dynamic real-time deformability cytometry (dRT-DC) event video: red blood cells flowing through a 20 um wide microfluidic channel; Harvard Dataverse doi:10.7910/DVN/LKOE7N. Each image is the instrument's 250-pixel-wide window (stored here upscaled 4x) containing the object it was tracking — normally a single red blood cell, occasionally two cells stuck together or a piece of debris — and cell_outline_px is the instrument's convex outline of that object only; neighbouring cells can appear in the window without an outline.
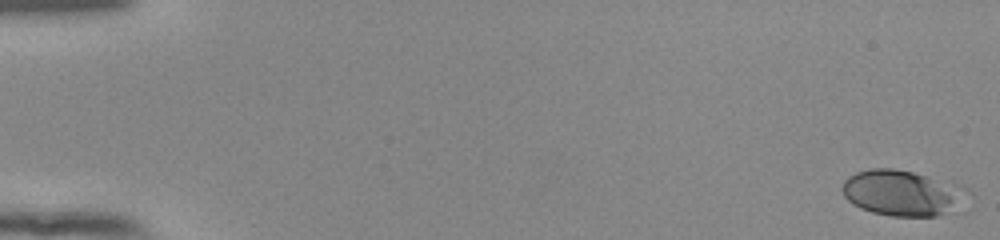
{"species": "human", "species_latin": "Homo sapiens", "temperature_condition": "room temperature", "stored_images_in_passage": 54, "camera_frame_rate_fps": 3000, "um_per_image_px": 0.085, "donor": {"sex": "female"}, "frame": {"image": 1, "passage_image": 1, "time_ms": 0.0, "image_size_px": [1000, 240], "cell_outline_px": [[948, 208], [944, 212], [936, 216], [892, 216], [872, 212], [860, 208], [852, 204], [844, 196], [840, 188], [844, 180], [848, 176], [856, 172], [868, 168], [896, 168], [912, 172], [924, 176], [944, 192], [948, 196]], "centroid_in_image_um": [76.03, 16.4], "position_along_channel_um": 9.0, "area_um2": 29.07}}
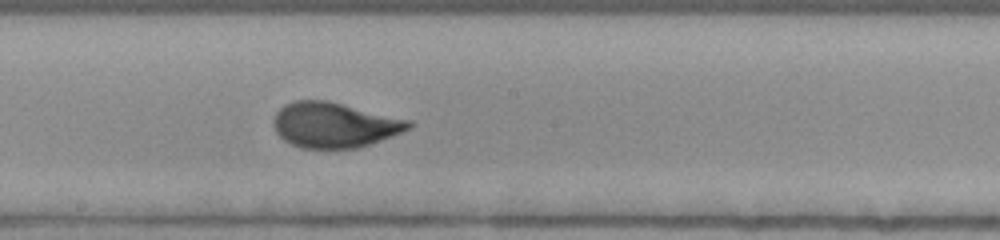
{"frame": {"image": 2, "passage_image": 31, "time_ms": 10.0, "image_size_px": [1000, 240], "cell_outline_px": [[412, 124], [408, 128], [400, 132], [368, 144], [356, 148], [300, 148], [284, 140], [276, 132], [272, 124], [272, 120], [276, 112], [284, 104], [296, 100], [328, 100], [412, 120]], "centroid_in_image_um": [28.37, 10.6], "position_along_channel_um": 219.8, "area_um2": 35.49}}
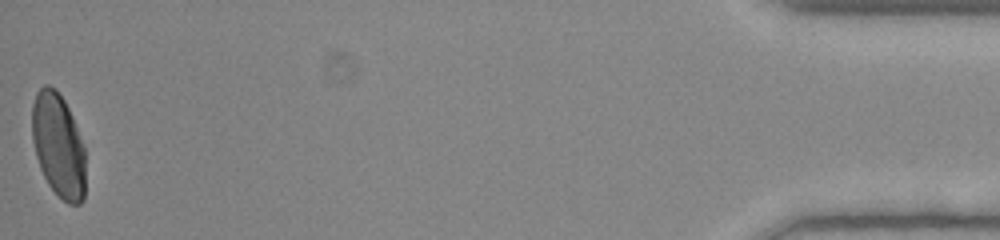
{"frame": {"image": 3, "passage_image": 54, "time_ms": 17.667, "image_size_px": [1000, 240], "cell_outline_px": [[84, 200], [80, 204], [68, 204], [48, 184], [40, 168], [36, 156], [32, 140], [32, 104], [36, 92], [44, 84], [48, 84], [56, 88], [64, 100], [72, 116], [84, 144]], "centroid_in_image_um": [4.95, 12.32], "position_along_channel_um": 430.3, "area_um2": 32.43}, "authors_computed_cell_mechanics": {"area_um2": 34.6511, "velocity_mm_per_s": 3.8955, "shape_relaxation_time_tau1_ms": 4.2473, "shape_relaxation_time_tau2_ms": null, "deformation_change_tau1": 0.1866, "deformation_change_tau2": null}}